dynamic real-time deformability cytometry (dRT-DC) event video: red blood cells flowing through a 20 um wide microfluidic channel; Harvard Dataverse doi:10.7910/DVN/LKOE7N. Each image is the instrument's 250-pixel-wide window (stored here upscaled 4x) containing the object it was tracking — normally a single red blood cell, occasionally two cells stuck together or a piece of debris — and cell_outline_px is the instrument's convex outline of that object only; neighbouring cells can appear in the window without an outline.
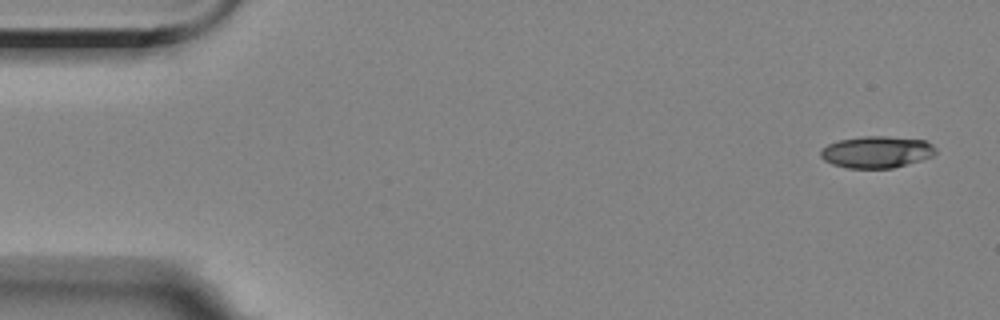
{"species": "Egyptian fruit bat (a non-hibernating species)", "species_latin": "Rousettus aegyptiacus", "temperature_condition": "room temperature", "stored_images_in_passage": 5, "camera_frame_rate_fps": 3000, "um_per_image_px": 0.085, "animal": {"sex": "female"}, "frame": {"image": 1, "passage_image": 1, "time_ms": 0.0, "image_size_px": [1000, 320], "cell_outline_px": [[936, 152], [932, 156], [920, 160], [892, 168], [848, 168], [832, 164], [824, 160], [820, 156], [820, 148], [828, 144], [840, 140], [860, 136], [888, 136], [924, 140], [932, 144], [936, 148]], "centroid_in_image_um": [74.49, 12.91], "position_along_channel_um": 10.5, "area_um2": 21.33}}
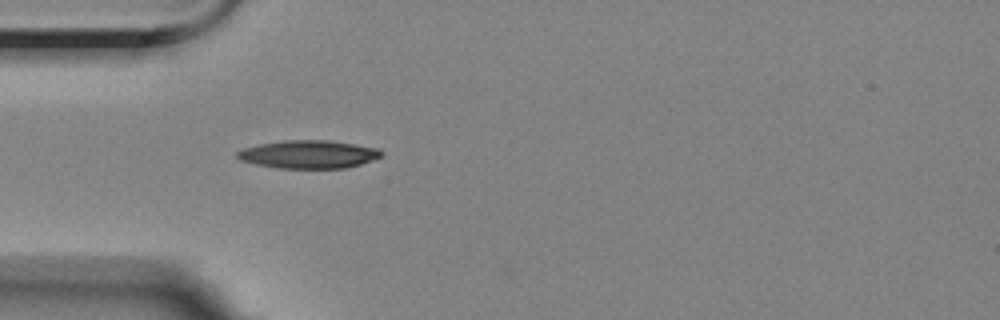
{"frame": {"image": 2, "passage_image": 5, "time_ms": 4.667, "image_size_px": [1000, 320], "cell_outline_px": [[384, 152], [380, 156], [372, 160], [348, 168], [280, 168], [256, 164], [240, 160], [236, 156], [236, 152], [244, 148], [260, 144], [284, 140], [328, 140], [380, 148]], "centroid_in_image_um": [26.25, 13.11], "position_along_channel_um": 58.8, "area_um2": 23.52}}